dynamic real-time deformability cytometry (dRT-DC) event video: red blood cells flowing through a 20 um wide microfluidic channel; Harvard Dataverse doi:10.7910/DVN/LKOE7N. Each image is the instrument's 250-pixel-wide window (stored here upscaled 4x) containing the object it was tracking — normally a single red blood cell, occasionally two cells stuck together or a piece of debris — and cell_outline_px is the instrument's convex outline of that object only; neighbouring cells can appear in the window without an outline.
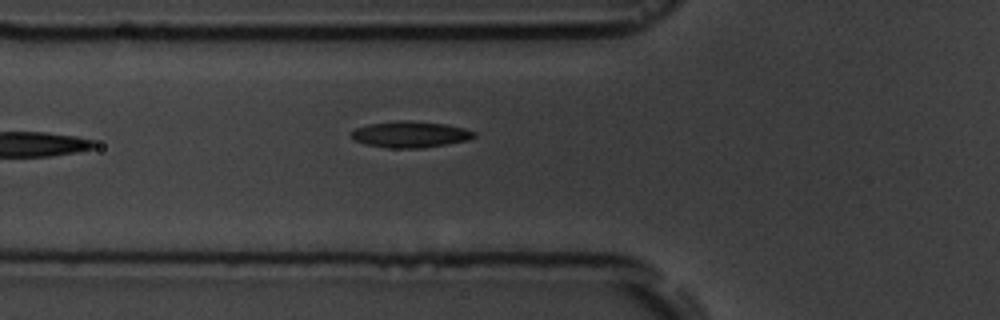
{"species": "common noctule bat (a hibernating species)", "species_latin": "Nyctalus noctula", "temperature_condition": "room temperature", "stored_images_in_passage": 4, "camera_frame_rate_fps": 3000, "um_per_image_px": 0.085, "animal": {"sex": "male", "body_mass_g": 19.5, "forearm_length_mm": 54.6}, "frame": {"image": 1, "passage_image": 4, "time_ms": 3.333, "image_size_px": [1000, 320], "cell_outline_px": [[476, 136], [468, 140], [424, 148], [392, 148], [364, 144], [356, 140], [352, 136], [352, 132], [356, 128], [368, 124], [400, 120], [408, 120], [444, 124], [464, 128], [476, 132]], "centroid_in_image_um": [34.9, 11.42], "position_along_channel_um": 90.9, "area_um2": 18.67}}